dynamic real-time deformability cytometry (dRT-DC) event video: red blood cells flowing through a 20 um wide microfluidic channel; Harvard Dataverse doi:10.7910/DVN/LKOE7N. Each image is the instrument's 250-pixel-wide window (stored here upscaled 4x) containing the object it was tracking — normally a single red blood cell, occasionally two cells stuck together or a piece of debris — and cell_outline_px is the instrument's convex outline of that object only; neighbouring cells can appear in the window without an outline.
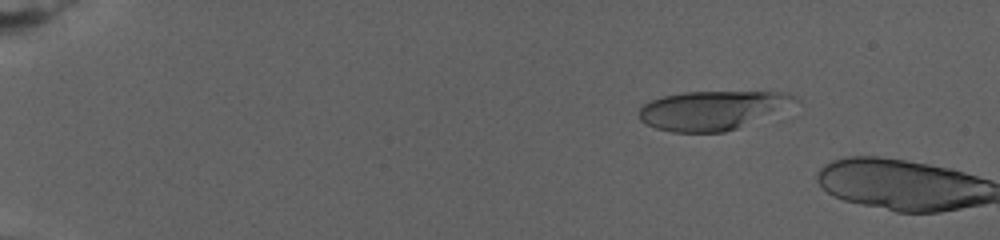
{"species": "human", "species_latin": "Homo sapiens", "temperature_condition": "warm", "stored_images_in_passage": 13, "camera_frame_rate_fps": 3000, "um_per_image_px": 0.085, "donor": {"sex": "female"}, "frame": {"image": 1, "passage_image": 10, "time_ms": 3.333, "image_size_px": [1000, 240], "cell_outline_px": [[800, 100], [736, 128], [724, 132], [672, 132], [656, 128], [644, 124], [640, 120], [636, 112], [644, 104], [652, 100], [664, 96], [684, 92], [788, 92], [796, 96]], "centroid_in_image_um": [60.43, 9.36], "position_along_channel_um": 24.6, "area_um2": 34.8}}